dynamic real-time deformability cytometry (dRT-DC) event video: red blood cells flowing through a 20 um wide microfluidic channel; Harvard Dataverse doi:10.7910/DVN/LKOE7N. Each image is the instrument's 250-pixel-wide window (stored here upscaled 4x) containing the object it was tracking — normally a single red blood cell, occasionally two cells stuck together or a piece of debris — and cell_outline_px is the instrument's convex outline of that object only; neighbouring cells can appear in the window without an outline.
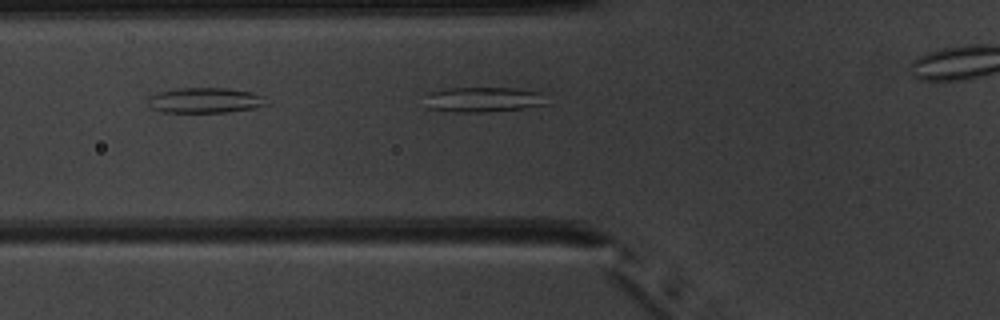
{"species": "common noctule bat (a hibernating species)", "species_latin": "Nyctalus noctula", "temperature_condition": "warm", "stored_images_in_passage": 11, "camera_frame_rate_fps": 3000, "um_per_image_px": 0.085, "animal": {"sex": "male", "body_mass_g": 20.1, "forearm_length_mm": 53.5}, "frame": {"image": 1, "passage_image": 11, "time_ms": 3.333, "image_size_px": [1000, 320], "cell_outline_px": [[548, 104], [524, 108], [484, 112], [452, 112], [428, 108], [428, 92], [444, 88], [516, 88], [540, 92]], "centroid_in_image_um": [41.09, 8.46], "position_along_channel_um": 84.7, "area_um2": 17.69}}